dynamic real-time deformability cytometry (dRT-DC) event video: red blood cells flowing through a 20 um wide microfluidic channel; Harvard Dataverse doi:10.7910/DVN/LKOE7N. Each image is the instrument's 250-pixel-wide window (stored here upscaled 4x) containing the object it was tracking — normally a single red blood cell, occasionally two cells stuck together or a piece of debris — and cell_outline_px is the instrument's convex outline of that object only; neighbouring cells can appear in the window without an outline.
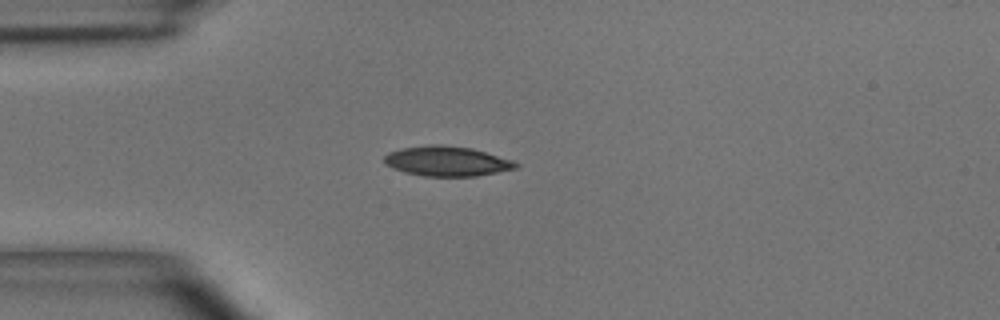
{"species": "common noctule bat (a hibernating species)", "species_latin": "Nyctalus noctula", "temperature_condition": "room temperature", "stored_images_in_passage": 37, "camera_frame_rate_fps": 3000, "um_per_image_px": 0.085, "animal": {"sex": "male", "body_mass_g": 15.6}, "frame": {"image": 1, "passage_image": 1, "time_ms": 0.0, "image_size_px": [1000, 320], "cell_outline_px": [[520, 164], [516, 168], [476, 176], [424, 176], [404, 172], [392, 168], [384, 164], [384, 156], [388, 152], [404, 148], [428, 144], [440, 144], [472, 148], [512, 160]], "centroid_in_image_um": [37.95, 13.69], "position_along_channel_um": 47.0, "area_um2": 22.89}}
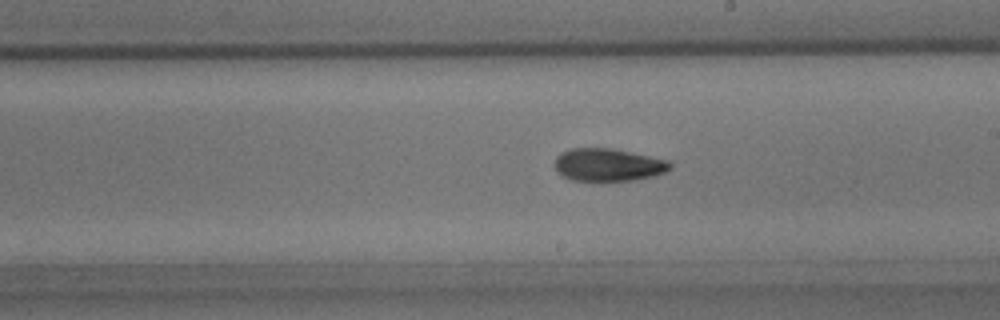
{"frame": {"image": 2, "passage_image": 16, "time_ms": 5.0, "image_size_px": [1000, 320], "cell_outline_px": [[672, 168], [664, 172], [652, 176], [632, 180], [572, 180], [560, 176], [556, 172], [552, 164], [556, 156], [560, 152], [572, 148], [612, 148], [668, 160], [672, 164]], "centroid_in_image_um": [51.62, 14.0], "position_along_channel_um": 237.4, "area_um2": 22.14}}
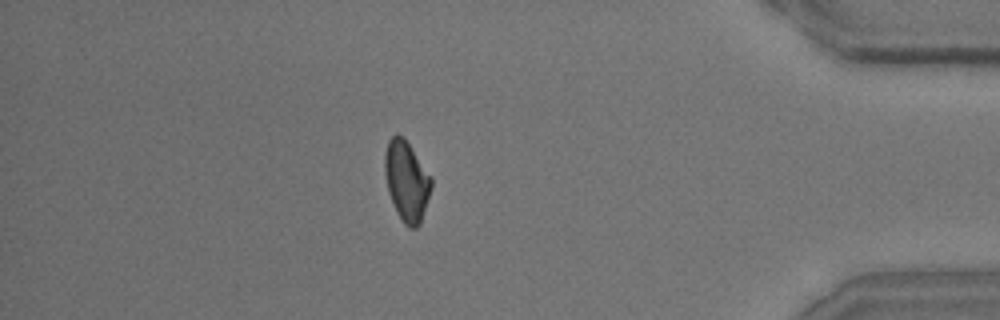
{"frame": {"image": 3, "passage_image": 31, "time_ms": 10.0, "image_size_px": [1000, 320], "cell_outline_px": [[432, 188], [420, 224], [416, 228], [408, 228], [404, 224], [396, 212], [388, 192], [384, 172], [384, 152], [388, 140], [396, 132], [404, 136], [432, 176]], "centroid_in_image_um": [34.56, 15.35], "position_along_channel_um": 400.6, "area_um2": 22.25}, "authors_computed_cell_mechanics": {"area_um2": 21.964, "velocity_mm_per_s": 4.062, "shape_relaxation_time_tau1_ms": 3.9361, "shape_relaxation_time_tau2_ms": 4.8872, "deformation_change_tau1": 0.1404, "deformation_change_tau2": 0.1025}}